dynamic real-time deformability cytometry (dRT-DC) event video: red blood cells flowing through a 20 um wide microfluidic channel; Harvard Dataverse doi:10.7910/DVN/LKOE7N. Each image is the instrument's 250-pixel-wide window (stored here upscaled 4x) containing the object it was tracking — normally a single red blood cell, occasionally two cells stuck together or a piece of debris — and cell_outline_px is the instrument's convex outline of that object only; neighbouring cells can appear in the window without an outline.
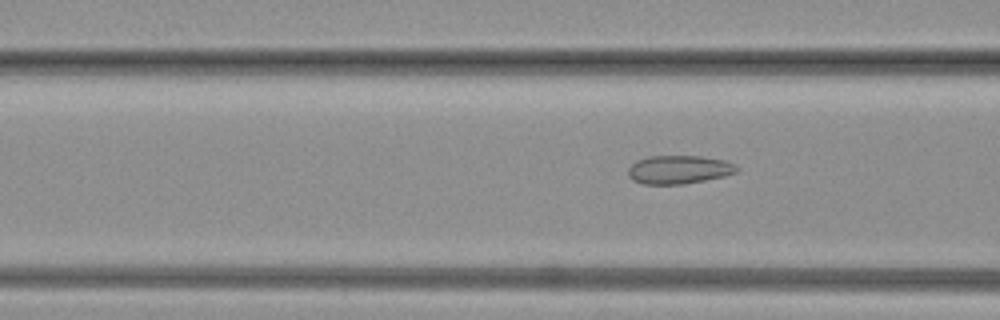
{"species": "common noctule bat (a hibernating species)", "species_latin": "Nyctalus noctula", "temperature_condition": "warm", "stored_images_in_passage": 63, "camera_frame_rate_fps": 3000, "um_per_image_px": 0.085, "animal": {"sex": "female", "body_mass_g": 19.3, "forearm_length_mm": 54.1}, "frame": {"image": 1, "passage_image": 25, "time_ms": 8.0, "image_size_px": [1000, 320], "cell_outline_px": [[740, 168], [736, 172], [724, 176], [684, 184], [644, 184], [632, 180], [628, 176], [628, 168], [636, 160], [648, 156], [700, 156], [724, 160], [736, 164]], "centroid_in_image_um": [57.7, 14.41], "position_along_channel_um": 108.9, "area_um2": 18.09}}
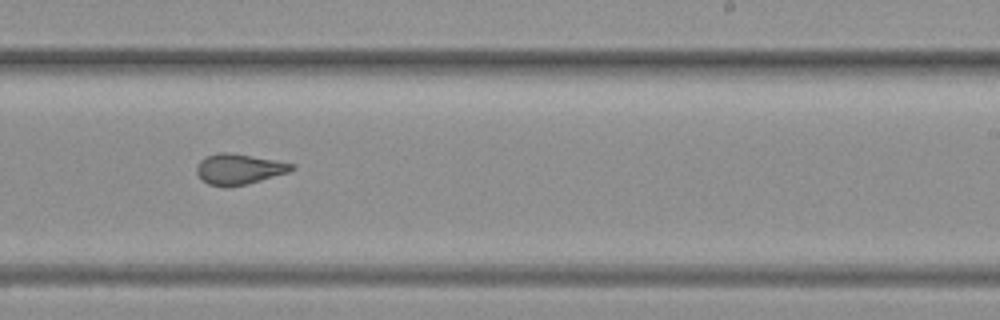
{"frame": {"image": 2, "passage_image": 44, "time_ms": 14.333, "image_size_px": [1000, 320], "cell_outline_px": [[296, 168], [288, 172], [260, 180], [244, 184], [224, 188], [208, 184], [200, 180], [196, 172], [196, 168], [200, 160], [208, 156], [220, 152], [228, 152], [296, 164]], "centroid_in_image_um": [20.27, 14.39], "position_along_channel_um": 268.7, "area_um2": 16.82}}
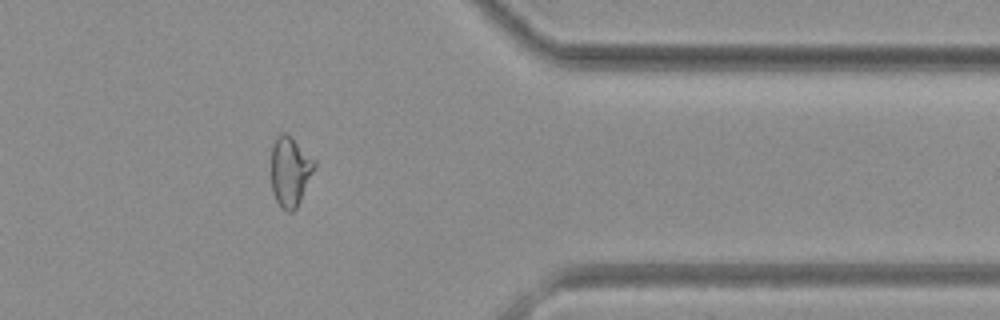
{"frame": {"image": 3, "passage_image": 60, "time_ms": 19.667, "image_size_px": [1000, 320], "cell_outline_px": [[316, 164], [300, 200], [296, 208], [292, 212], [288, 212], [280, 208], [272, 192], [272, 144], [276, 136], [280, 132], [284, 132], [292, 136], [316, 160]], "centroid_in_image_um": [24.65, 14.53], "position_along_channel_um": 386.7, "area_um2": 17.69}}